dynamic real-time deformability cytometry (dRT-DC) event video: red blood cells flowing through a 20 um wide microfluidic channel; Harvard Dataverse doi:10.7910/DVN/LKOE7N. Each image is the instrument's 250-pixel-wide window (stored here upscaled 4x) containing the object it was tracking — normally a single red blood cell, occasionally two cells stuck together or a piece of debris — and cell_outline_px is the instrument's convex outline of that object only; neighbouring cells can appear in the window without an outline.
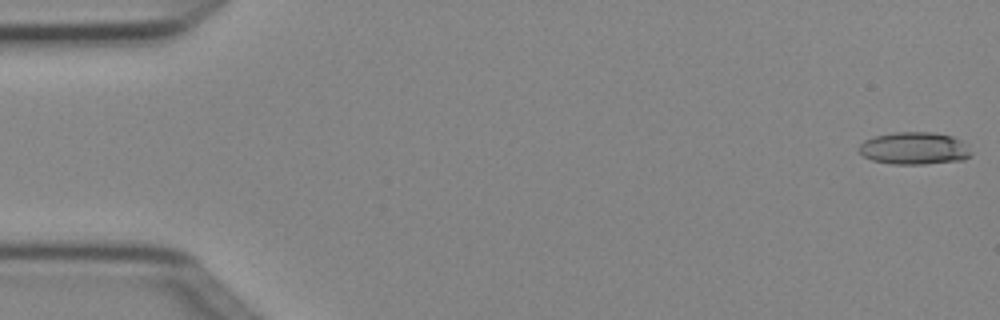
{"species": "Egyptian fruit bat (a non-hibernating species)", "species_latin": "Rousettus aegyptiacus", "temperature_condition": "cold", "stored_images_in_passage": 6, "camera_frame_rate_fps": 3000, "um_per_image_px": 0.085, "animal": {"sex": "female"}, "frame": {"image": 1, "passage_image": 1, "time_ms": 0.0, "image_size_px": [1000, 320], "cell_outline_px": [[972, 156], [964, 160], [924, 164], [892, 164], [872, 160], [864, 156], [856, 148], [864, 140], [876, 136], [896, 132], [932, 132], [952, 136], [968, 144], [972, 152]], "centroid_in_image_um": [77.75, 12.61], "position_along_channel_um": 7.2, "area_um2": 21.39}}